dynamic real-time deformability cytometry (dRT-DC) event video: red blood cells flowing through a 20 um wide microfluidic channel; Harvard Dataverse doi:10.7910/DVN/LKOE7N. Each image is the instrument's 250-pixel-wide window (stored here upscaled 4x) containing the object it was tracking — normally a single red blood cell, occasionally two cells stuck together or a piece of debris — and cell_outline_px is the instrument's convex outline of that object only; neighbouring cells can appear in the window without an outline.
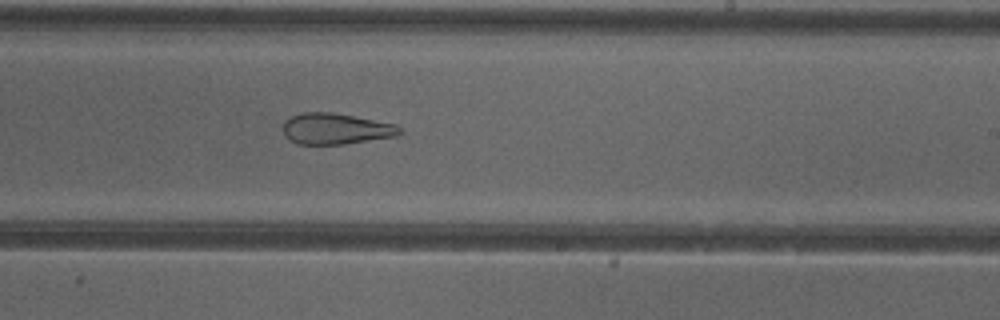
{"species": "common noctule bat (a hibernating species)", "species_latin": "Nyctalus noctula", "temperature_condition": "cold", "stored_images_in_passage": 48, "camera_frame_rate_fps": 3000, "um_per_image_px": 0.085, "animal": {"sex": "female"}, "frame": {"image": 1, "passage_image": 28, "time_ms": 9.0, "image_size_px": [1000, 320], "cell_outline_px": [[404, 132], [396, 136], [344, 144], [296, 144], [284, 136], [284, 120], [288, 116], [300, 112], [332, 112], [396, 124]], "centroid_in_image_um": [28.51, 10.94], "position_along_channel_um": 260.5, "area_um2": 21.27}, "authors_computed_cell_mechanics": {"area_um2": 26.7903, "velocity_mm_per_s": 3.9974, "shape_relaxation_time_tau1_ms": null, "shape_relaxation_time_tau2_ms": 2.6102, "deformation_change_tau1": null, "deformation_change_tau2": 0.1295}}